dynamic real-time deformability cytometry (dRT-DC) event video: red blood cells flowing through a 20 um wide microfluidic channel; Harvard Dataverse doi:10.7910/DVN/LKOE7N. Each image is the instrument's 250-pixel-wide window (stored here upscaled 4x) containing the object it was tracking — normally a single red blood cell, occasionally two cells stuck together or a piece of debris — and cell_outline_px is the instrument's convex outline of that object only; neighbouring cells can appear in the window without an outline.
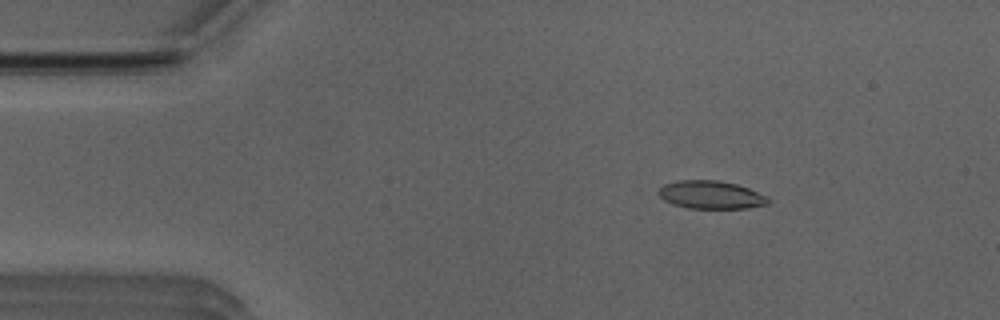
{"species": "Egyptian fruit bat (a non-hibernating species)", "species_latin": "Rousettus aegyptiacus", "temperature_condition": "room temperature", "stored_images_in_passage": 52, "camera_frame_rate_fps": 3000, "um_per_image_px": 0.085, "animal": {"sex": "male"}, "frame": {"image": 1, "passage_image": 8, "time_ms": 2.333, "image_size_px": [1000, 320], "cell_outline_px": [[768, 204], [744, 208], [688, 208], [672, 204], [664, 200], [656, 192], [664, 184], [680, 180], [720, 180], [736, 184], [748, 188], [768, 196]], "centroid_in_image_um": [60.4, 16.55], "position_along_channel_um": 24.6, "area_um2": 17.86}}
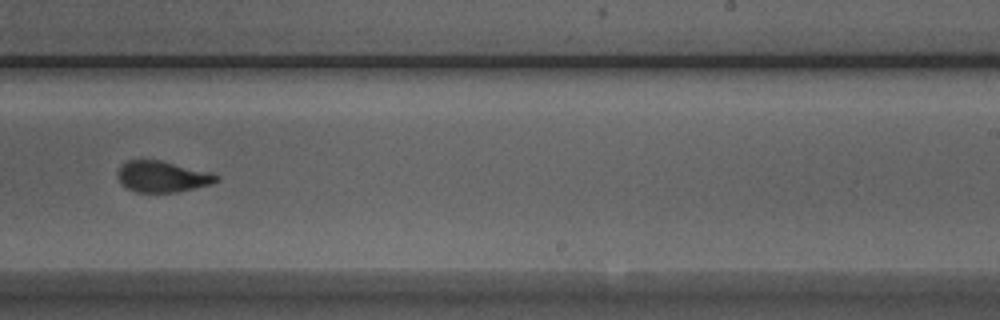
{"frame": {"image": 2, "passage_image": 32, "time_ms": 10.333, "image_size_px": [1000, 320], "cell_outline_px": [[220, 180], [212, 184], [176, 192], [136, 192], [120, 184], [116, 176], [116, 172], [128, 160], [160, 160], [212, 172], [220, 176]], "centroid_in_image_um": [13.82, 15.01], "position_along_channel_um": 275.2, "area_um2": 18.03}}
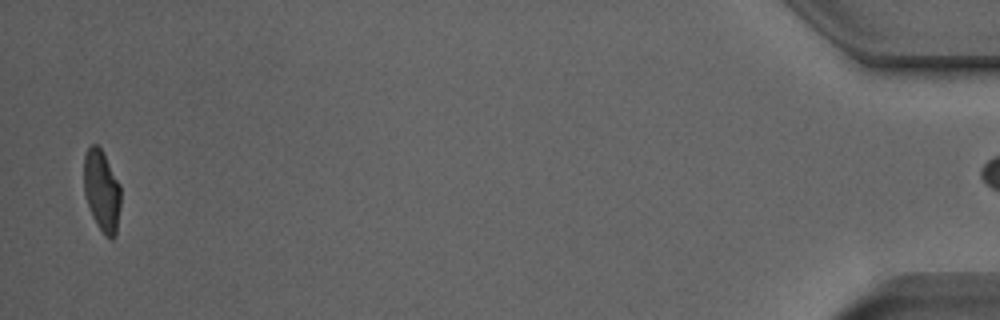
{"frame": {"image": 3, "passage_image": 51, "time_ms": 16.667, "image_size_px": [1000, 320], "cell_outline_px": [[120, 208], [116, 232], [112, 240], [104, 236], [92, 216], [84, 192], [84, 156], [88, 148], [92, 144], [96, 144], [100, 148], [120, 184]], "centroid_in_image_um": [8.65, 16.24], "position_along_channel_um": 426.6, "area_um2": 17.34}, "authors_computed_cell_mechanics": {"area_um2": 18.4093, "velocity_mm_per_s": 3.9308, "shape_relaxation_time_tau1_ms": 5.2838, "shape_relaxation_time_tau2_ms": 1.0499, "deformation_change_tau1": 0.1806, "deformation_change_tau2": 0.0764}}